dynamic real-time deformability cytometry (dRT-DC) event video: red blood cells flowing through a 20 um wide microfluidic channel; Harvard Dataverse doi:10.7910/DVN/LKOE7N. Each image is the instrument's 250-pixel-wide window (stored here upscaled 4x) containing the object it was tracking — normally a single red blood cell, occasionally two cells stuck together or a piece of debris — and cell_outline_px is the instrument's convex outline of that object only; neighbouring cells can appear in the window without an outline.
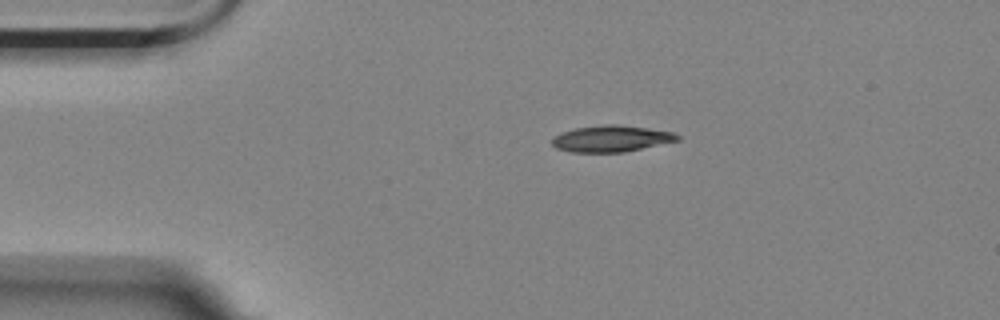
{"species": "Egyptian fruit bat (a non-hibernating species)", "species_latin": "Rousettus aegyptiacus", "temperature_condition": "room temperature", "stored_images_in_passage": 4, "camera_frame_rate_fps": 3000, "um_per_image_px": 0.085, "animal": {"sex": "female"}, "frame": {"image": 1, "passage_image": 4, "time_ms": 1.0, "image_size_px": [1000, 320], "cell_outline_px": [[680, 140], [624, 152], [572, 152], [556, 148], [552, 144], [552, 136], [560, 132], [572, 128], [604, 124], [620, 124], [676, 132], [680, 136]], "centroid_in_image_um": [51.95, 11.77], "position_along_channel_um": 33.1, "area_um2": 19.59}}